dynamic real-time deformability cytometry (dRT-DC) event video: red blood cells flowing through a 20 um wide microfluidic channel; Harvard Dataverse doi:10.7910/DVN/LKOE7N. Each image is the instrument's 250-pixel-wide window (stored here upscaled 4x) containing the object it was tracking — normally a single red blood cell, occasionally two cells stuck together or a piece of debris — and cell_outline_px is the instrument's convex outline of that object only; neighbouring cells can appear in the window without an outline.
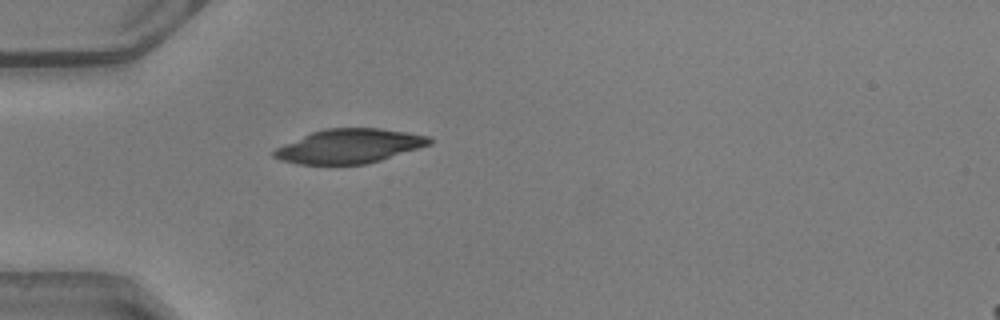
{"species": "common noctule bat (a hibernating species)", "species_latin": "Nyctalus noctula", "temperature_condition": "warm", "stored_images_in_passage": 24, "camera_frame_rate_fps": 3000, "um_per_image_px": 0.085, "animal": {"sex": "male", "body_mass_g": 20.5, "forearm_length_mm": 52.5}, "frame": {"image": 1, "passage_image": 1, "time_ms": 0.0, "image_size_px": [1000, 320], "cell_outline_px": [[432, 144], [380, 160], [364, 164], [296, 164], [280, 160], [272, 156], [272, 152], [276, 148], [312, 132], [324, 128], [380, 128], [428, 136], [432, 140]], "centroid_in_image_um": [29.67, 12.42], "position_along_channel_um": 55.3, "area_um2": 30.69}}